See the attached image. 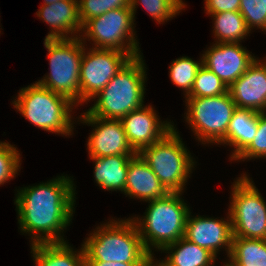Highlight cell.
I'll use <instances>...</instances> for the list:
<instances>
[{"instance_id":"1","label":"cell","mask_w":266,"mask_h":266,"mask_svg":"<svg viewBox=\"0 0 266 266\" xmlns=\"http://www.w3.org/2000/svg\"><path fill=\"white\" fill-rule=\"evenodd\" d=\"M75 190L73 180L61 175L17 191L18 223L21 232L30 234L31 245L65 242L61 232L72 222Z\"/></svg>"},{"instance_id":"2","label":"cell","mask_w":266,"mask_h":266,"mask_svg":"<svg viewBox=\"0 0 266 266\" xmlns=\"http://www.w3.org/2000/svg\"><path fill=\"white\" fill-rule=\"evenodd\" d=\"M85 261L149 262L153 256L145 249L134 221L110 220L98 226L83 242Z\"/></svg>"},{"instance_id":"3","label":"cell","mask_w":266,"mask_h":266,"mask_svg":"<svg viewBox=\"0 0 266 266\" xmlns=\"http://www.w3.org/2000/svg\"><path fill=\"white\" fill-rule=\"evenodd\" d=\"M146 67L142 55L131 58L95 96L97 100L87 112L91 116L121 120L144 106Z\"/></svg>"},{"instance_id":"4","label":"cell","mask_w":266,"mask_h":266,"mask_svg":"<svg viewBox=\"0 0 266 266\" xmlns=\"http://www.w3.org/2000/svg\"><path fill=\"white\" fill-rule=\"evenodd\" d=\"M182 192H169L165 197L148 201L145 216L131 217L145 249L154 257L152 247L161 251L166 245L184 237L190 208L181 199Z\"/></svg>"},{"instance_id":"5","label":"cell","mask_w":266,"mask_h":266,"mask_svg":"<svg viewBox=\"0 0 266 266\" xmlns=\"http://www.w3.org/2000/svg\"><path fill=\"white\" fill-rule=\"evenodd\" d=\"M17 96L12 102L13 107L34 126L66 137L72 135L75 123L70 112L76 105L67 97L37 81L20 89Z\"/></svg>"},{"instance_id":"6","label":"cell","mask_w":266,"mask_h":266,"mask_svg":"<svg viewBox=\"0 0 266 266\" xmlns=\"http://www.w3.org/2000/svg\"><path fill=\"white\" fill-rule=\"evenodd\" d=\"M84 44L80 37L45 38L50 73L37 82L67 97L77 106L80 104V65L86 46Z\"/></svg>"},{"instance_id":"7","label":"cell","mask_w":266,"mask_h":266,"mask_svg":"<svg viewBox=\"0 0 266 266\" xmlns=\"http://www.w3.org/2000/svg\"><path fill=\"white\" fill-rule=\"evenodd\" d=\"M174 128L162 140L144 147L139 154L168 192H183L195 161Z\"/></svg>"},{"instance_id":"8","label":"cell","mask_w":266,"mask_h":266,"mask_svg":"<svg viewBox=\"0 0 266 266\" xmlns=\"http://www.w3.org/2000/svg\"><path fill=\"white\" fill-rule=\"evenodd\" d=\"M134 20L131 8L109 10L88 20L82 26L84 35L81 34L80 39L93 41V48L122 51L135 58L141 55V51L135 38Z\"/></svg>"},{"instance_id":"9","label":"cell","mask_w":266,"mask_h":266,"mask_svg":"<svg viewBox=\"0 0 266 266\" xmlns=\"http://www.w3.org/2000/svg\"><path fill=\"white\" fill-rule=\"evenodd\" d=\"M185 117L197 140L220 143L227 134L229 122L237 109L229 92L214 97H186Z\"/></svg>"},{"instance_id":"10","label":"cell","mask_w":266,"mask_h":266,"mask_svg":"<svg viewBox=\"0 0 266 266\" xmlns=\"http://www.w3.org/2000/svg\"><path fill=\"white\" fill-rule=\"evenodd\" d=\"M231 194L233 237L266 240V202L247 174L233 182Z\"/></svg>"},{"instance_id":"11","label":"cell","mask_w":266,"mask_h":266,"mask_svg":"<svg viewBox=\"0 0 266 266\" xmlns=\"http://www.w3.org/2000/svg\"><path fill=\"white\" fill-rule=\"evenodd\" d=\"M90 50V51H89ZM84 48L80 65V104L93 99L132 58L128 53Z\"/></svg>"},{"instance_id":"12","label":"cell","mask_w":266,"mask_h":266,"mask_svg":"<svg viewBox=\"0 0 266 266\" xmlns=\"http://www.w3.org/2000/svg\"><path fill=\"white\" fill-rule=\"evenodd\" d=\"M79 119L91 127L95 126L87 141L90 157L136 154L128 143L121 120L91 116L87 111Z\"/></svg>"},{"instance_id":"13","label":"cell","mask_w":266,"mask_h":266,"mask_svg":"<svg viewBox=\"0 0 266 266\" xmlns=\"http://www.w3.org/2000/svg\"><path fill=\"white\" fill-rule=\"evenodd\" d=\"M255 59L240 43H215L202 54V65L229 87Z\"/></svg>"},{"instance_id":"14","label":"cell","mask_w":266,"mask_h":266,"mask_svg":"<svg viewBox=\"0 0 266 266\" xmlns=\"http://www.w3.org/2000/svg\"><path fill=\"white\" fill-rule=\"evenodd\" d=\"M159 120L151 105L133 110L121 119L128 143L136 153L162 140L175 128L171 122Z\"/></svg>"},{"instance_id":"15","label":"cell","mask_w":266,"mask_h":266,"mask_svg":"<svg viewBox=\"0 0 266 266\" xmlns=\"http://www.w3.org/2000/svg\"><path fill=\"white\" fill-rule=\"evenodd\" d=\"M184 238L207 249L215 257L221 248L227 249V257H229L233 240L231 217L229 215L227 219L221 220L203 216L193 217L190 212L186 221Z\"/></svg>"},{"instance_id":"16","label":"cell","mask_w":266,"mask_h":266,"mask_svg":"<svg viewBox=\"0 0 266 266\" xmlns=\"http://www.w3.org/2000/svg\"><path fill=\"white\" fill-rule=\"evenodd\" d=\"M228 92L237 108L266 111V60L255 59Z\"/></svg>"},{"instance_id":"17","label":"cell","mask_w":266,"mask_h":266,"mask_svg":"<svg viewBox=\"0 0 266 266\" xmlns=\"http://www.w3.org/2000/svg\"><path fill=\"white\" fill-rule=\"evenodd\" d=\"M36 13L51 28L45 38H75L82 33L80 31H82L83 25L79 16L78 0H61L48 5H41Z\"/></svg>"},{"instance_id":"18","label":"cell","mask_w":266,"mask_h":266,"mask_svg":"<svg viewBox=\"0 0 266 266\" xmlns=\"http://www.w3.org/2000/svg\"><path fill=\"white\" fill-rule=\"evenodd\" d=\"M168 193L141 155L136 153L132 156L129 160L124 194L148 202L163 198Z\"/></svg>"},{"instance_id":"19","label":"cell","mask_w":266,"mask_h":266,"mask_svg":"<svg viewBox=\"0 0 266 266\" xmlns=\"http://www.w3.org/2000/svg\"><path fill=\"white\" fill-rule=\"evenodd\" d=\"M258 114L259 112L242 108L234 111L226 137L220 142L234 147L231 160H234L253 141L258 129Z\"/></svg>"},{"instance_id":"20","label":"cell","mask_w":266,"mask_h":266,"mask_svg":"<svg viewBox=\"0 0 266 266\" xmlns=\"http://www.w3.org/2000/svg\"><path fill=\"white\" fill-rule=\"evenodd\" d=\"M134 155H113L107 157H89L95 163L94 178L105 191L124 193L129 160Z\"/></svg>"},{"instance_id":"21","label":"cell","mask_w":266,"mask_h":266,"mask_svg":"<svg viewBox=\"0 0 266 266\" xmlns=\"http://www.w3.org/2000/svg\"><path fill=\"white\" fill-rule=\"evenodd\" d=\"M31 246L36 266H86L83 247L80 251H74L66 241Z\"/></svg>"},{"instance_id":"22","label":"cell","mask_w":266,"mask_h":266,"mask_svg":"<svg viewBox=\"0 0 266 266\" xmlns=\"http://www.w3.org/2000/svg\"><path fill=\"white\" fill-rule=\"evenodd\" d=\"M162 251L169 254L164 260L158 261L163 266H214L217 259L210 251L184 237L166 245Z\"/></svg>"},{"instance_id":"23","label":"cell","mask_w":266,"mask_h":266,"mask_svg":"<svg viewBox=\"0 0 266 266\" xmlns=\"http://www.w3.org/2000/svg\"><path fill=\"white\" fill-rule=\"evenodd\" d=\"M228 258L235 266H266V240L233 237Z\"/></svg>"},{"instance_id":"24","label":"cell","mask_w":266,"mask_h":266,"mask_svg":"<svg viewBox=\"0 0 266 266\" xmlns=\"http://www.w3.org/2000/svg\"><path fill=\"white\" fill-rule=\"evenodd\" d=\"M210 16L213 17V32L217 39L216 43H240L251 33L239 11L220 12Z\"/></svg>"},{"instance_id":"25","label":"cell","mask_w":266,"mask_h":266,"mask_svg":"<svg viewBox=\"0 0 266 266\" xmlns=\"http://www.w3.org/2000/svg\"><path fill=\"white\" fill-rule=\"evenodd\" d=\"M202 66V57L200 61L192 60L189 57H179L169 66V77L171 82L184 90L187 97L193 87L198 69Z\"/></svg>"},{"instance_id":"26","label":"cell","mask_w":266,"mask_h":266,"mask_svg":"<svg viewBox=\"0 0 266 266\" xmlns=\"http://www.w3.org/2000/svg\"><path fill=\"white\" fill-rule=\"evenodd\" d=\"M137 3L142 4L149 15L159 24L172 19L179 14L181 10L185 9L186 6L182 0H130V8L132 9L134 18L136 7L139 5Z\"/></svg>"},{"instance_id":"27","label":"cell","mask_w":266,"mask_h":266,"mask_svg":"<svg viewBox=\"0 0 266 266\" xmlns=\"http://www.w3.org/2000/svg\"><path fill=\"white\" fill-rule=\"evenodd\" d=\"M227 92L228 87L225 83L202 65L197 71L192 90L187 97H214Z\"/></svg>"},{"instance_id":"28","label":"cell","mask_w":266,"mask_h":266,"mask_svg":"<svg viewBox=\"0 0 266 266\" xmlns=\"http://www.w3.org/2000/svg\"><path fill=\"white\" fill-rule=\"evenodd\" d=\"M78 2L82 25L109 10L130 8V0H78Z\"/></svg>"},{"instance_id":"29","label":"cell","mask_w":266,"mask_h":266,"mask_svg":"<svg viewBox=\"0 0 266 266\" xmlns=\"http://www.w3.org/2000/svg\"><path fill=\"white\" fill-rule=\"evenodd\" d=\"M239 12L250 31L257 27L266 32V0H240Z\"/></svg>"},{"instance_id":"30","label":"cell","mask_w":266,"mask_h":266,"mask_svg":"<svg viewBox=\"0 0 266 266\" xmlns=\"http://www.w3.org/2000/svg\"><path fill=\"white\" fill-rule=\"evenodd\" d=\"M9 142H0V186L15 178L20 169V153Z\"/></svg>"},{"instance_id":"31","label":"cell","mask_w":266,"mask_h":266,"mask_svg":"<svg viewBox=\"0 0 266 266\" xmlns=\"http://www.w3.org/2000/svg\"><path fill=\"white\" fill-rule=\"evenodd\" d=\"M263 157L266 158V111L258 114V129L253 141L234 160L245 161Z\"/></svg>"},{"instance_id":"32","label":"cell","mask_w":266,"mask_h":266,"mask_svg":"<svg viewBox=\"0 0 266 266\" xmlns=\"http://www.w3.org/2000/svg\"><path fill=\"white\" fill-rule=\"evenodd\" d=\"M240 0H205L206 14H217L226 11H239Z\"/></svg>"},{"instance_id":"33","label":"cell","mask_w":266,"mask_h":266,"mask_svg":"<svg viewBox=\"0 0 266 266\" xmlns=\"http://www.w3.org/2000/svg\"><path fill=\"white\" fill-rule=\"evenodd\" d=\"M148 262L85 261L86 266H145Z\"/></svg>"},{"instance_id":"34","label":"cell","mask_w":266,"mask_h":266,"mask_svg":"<svg viewBox=\"0 0 266 266\" xmlns=\"http://www.w3.org/2000/svg\"><path fill=\"white\" fill-rule=\"evenodd\" d=\"M156 260L154 257L145 265V266H163L161 263Z\"/></svg>"},{"instance_id":"35","label":"cell","mask_w":266,"mask_h":266,"mask_svg":"<svg viewBox=\"0 0 266 266\" xmlns=\"http://www.w3.org/2000/svg\"><path fill=\"white\" fill-rule=\"evenodd\" d=\"M57 1H61V0H44V3L42 5H48V4H51V3H55Z\"/></svg>"},{"instance_id":"36","label":"cell","mask_w":266,"mask_h":266,"mask_svg":"<svg viewBox=\"0 0 266 266\" xmlns=\"http://www.w3.org/2000/svg\"><path fill=\"white\" fill-rule=\"evenodd\" d=\"M223 266H235V265H233L230 261H228L227 263H224Z\"/></svg>"}]
</instances>
